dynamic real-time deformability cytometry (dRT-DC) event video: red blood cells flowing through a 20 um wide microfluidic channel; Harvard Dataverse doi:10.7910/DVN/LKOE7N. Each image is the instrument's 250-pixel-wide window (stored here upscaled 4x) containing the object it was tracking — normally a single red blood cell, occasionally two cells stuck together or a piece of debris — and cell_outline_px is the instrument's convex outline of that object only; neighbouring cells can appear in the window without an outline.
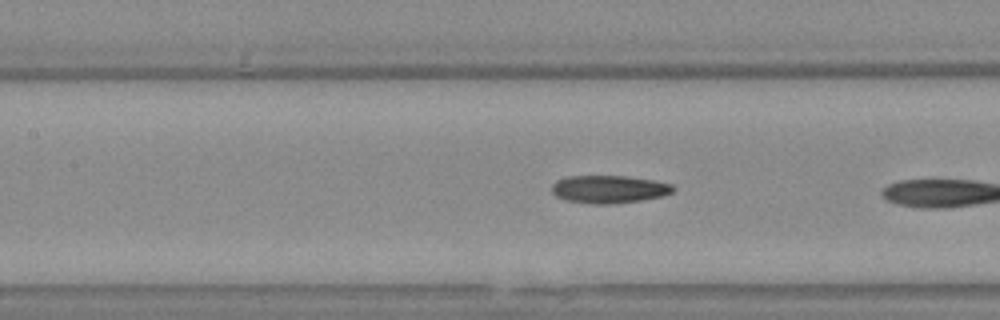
{"species": "Egyptian fruit bat (a non-hibernating species)", "species_latin": "Rousettus aegyptiacus", "temperature_condition": "warm", "stored_images_in_passage": 39, "camera_frame_rate_fps": 3000, "um_per_image_px": 0.085, "animal": {"sex": "female"}, "frame": {"image": 1, "passage_image": 17, "time_ms": 5.333, "image_size_px": [1000, 320], "cell_outline_px": [[676, 188], [672, 192], [664, 196], [640, 200], [608, 204], [596, 204], [564, 200], [556, 196], [552, 192], [552, 184], [556, 180], [568, 176], [624, 176], [652, 180], [672, 184]], "centroid_in_image_um": [51.75, 16.08], "position_along_channel_um": 155.6, "area_um2": 19.59}}